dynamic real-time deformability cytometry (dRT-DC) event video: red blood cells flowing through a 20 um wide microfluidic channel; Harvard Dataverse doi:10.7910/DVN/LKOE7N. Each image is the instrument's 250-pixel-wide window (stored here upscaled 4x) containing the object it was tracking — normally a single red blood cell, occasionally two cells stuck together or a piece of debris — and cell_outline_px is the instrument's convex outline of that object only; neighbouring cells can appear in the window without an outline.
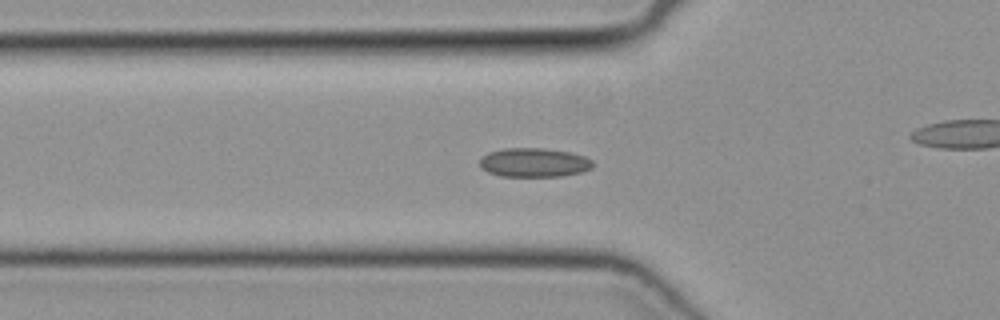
{"species": "common noctule bat (a hibernating species)", "species_latin": "Nyctalus noctula", "temperature_condition": "cold", "stored_images_in_passage": 39, "camera_frame_rate_fps": 3000, "um_per_image_px": 0.085, "animal": {"sex": "female", "body_mass_g": 19.3, "forearm_length_mm": 54.1}, "frame": {"image": 1, "passage_image": 6, "time_ms": 1.667, "image_size_px": [1000, 320], "cell_outline_px": [[592, 168], [580, 172], [564, 176], [500, 176], [488, 172], [480, 168], [480, 156], [488, 152], [504, 148], [544, 148], [568, 152], [584, 156], [592, 160]], "centroid_in_image_um": [45.35, 13.81], "position_along_channel_um": 80.5, "area_um2": 19.19}}
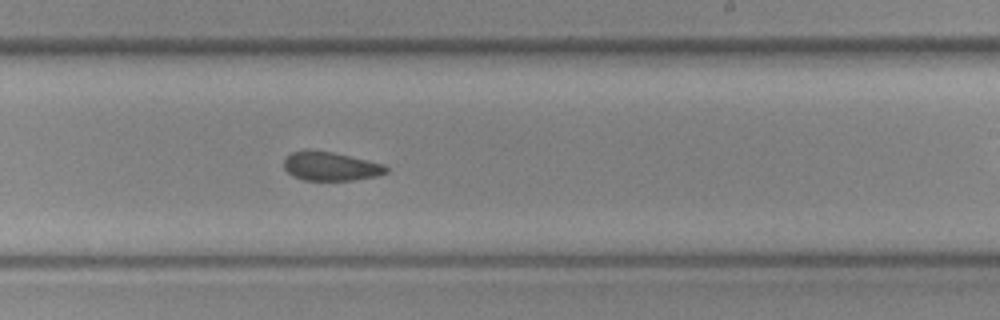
{"frame": {"image": 2, "passage_image": 19, "time_ms": 6.0, "image_size_px": [1000, 320], "cell_outline_px": [[388, 172], [376, 176], [352, 180], [304, 180], [292, 176], [284, 168], [284, 160], [292, 152], [308, 148], [332, 152], [384, 164], [388, 168]], "centroid_in_image_um": [28.07, 14.12], "position_along_channel_um": 260.9, "area_um2": 17.22}}
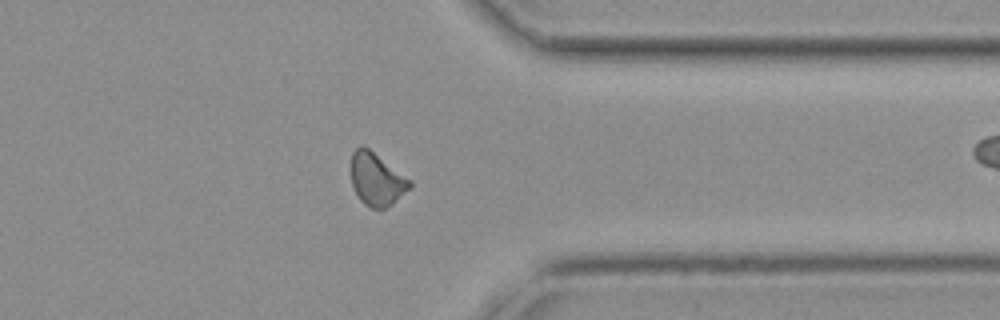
{"frame": {"image": 3, "passage_image": 28, "time_ms": 9.0, "image_size_px": [1000, 320], "cell_outline_px": [[412, 188], [392, 204], [384, 208], [368, 208], [360, 200], [352, 184], [352, 152], [360, 144], [368, 148], [412, 180]], "centroid_in_image_um": [32.05, 15.25], "position_along_channel_um": 379.4, "area_um2": 18.03}}